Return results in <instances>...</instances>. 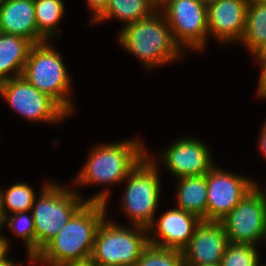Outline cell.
<instances>
[{
	"label": "cell",
	"instance_id": "34",
	"mask_svg": "<svg viewBox=\"0 0 266 266\" xmlns=\"http://www.w3.org/2000/svg\"><path fill=\"white\" fill-rule=\"evenodd\" d=\"M201 3H203L205 6H209L210 4L218 1V0H199Z\"/></svg>",
	"mask_w": 266,
	"mask_h": 266
},
{
	"label": "cell",
	"instance_id": "35",
	"mask_svg": "<svg viewBox=\"0 0 266 266\" xmlns=\"http://www.w3.org/2000/svg\"><path fill=\"white\" fill-rule=\"evenodd\" d=\"M3 217H2V214H1V209H0V232H1V228H3V225H4V223H3Z\"/></svg>",
	"mask_w": 266,
	"mask_h": 266
},
{
	"label": "cell",
	"instance_id": "21",
	"mask_svg": "<svg viewBox=\"0 0 266 266\" xmlns=\"http://www.w3.org/2000/svg\"><path fill=\"white\" fill-rule=\"evenodd\" d=\"M36 194L26 182L13 184L7 190L0 188V209L2 217L10 213H17L32 210Z\"/></svg>",
	"mask_w": 266,
	"mask_h": 266
},
{
	"label": "cell",
	"instance_id": "6",
	"mask_svg": "<svg viewBox=\"0 0 266 266\" xmlns=\"http://www.w3.org/2000/svg\"><path fill=\"white\" fill-rule=\"evenodd\" d=\"M131 227V228H130ZM120 226L105 218L99 226L91 258L98 266H135L149 246L148 229Z\"/></svg>",
	"mask_w": 266,
	"mask_h": 266
},
{
	"label": "cell",
	"instance_id": "26",
	"mask_svg": "<svg viewBox=\"0 0 266 266\" xmlns=\"http://www.w3.org/2000/svg\"><path fill=\"white\" fill-rule=\"evenodd\" d=\"M89 8L93 11V18L90 23H93L107 8L109 0H86Z\"/></svg>",
	"mask_w": 266,
	"mask_h": 266
},
{
	"label": "cell",
	"instance_id": "23",
	"mask_svg": "<svg viewBox=\"0 0 266 266\" xmlns=\"http://www.w3.org/2000/svg\"><path fill=\"white\" fill-rule=\"evenodd\" d=\"M30 213V217L26 211H23L14 213L11 217L7 215L3 219V223H7L12 233L24 240L28 253L27 256L30 260L29 263L32 262V259L36 255V232L32 211Z\"/></svg>",
	"mask_w": 266,
	"mask_h": 266
},
{
	"label": "cell",
	"instance_id": "13",
	"mask_svg": "<svg viewBox=\"0 0 266 266\" xmlns=\"http://www.w3.org/2000/svg\"><path fill=\"white\" fill-rule=\"evenodd\" d=\"M228 243L221 221L201 220L182 250L184 265L220 264Z\"/></svg>",
	"mask_w": 266,
	"mask_h": 266
},
{
	"label": "cell",
	"instance_id": "7",
	"mask_svg": "<svg viewBox=\"0 0 266 266\" xmlns=\"http://www.w3.org/2000/svg\"><path fill=\"white\" fill-rule=\"evenodd\" d=\"M158 162L147 155L124 180L125 192L121 207L130 218L131 225L148 228L155 218L160 196Z\"/></svg>",
	"mask_w": 266,
	"mask_h": 266
},
{
	"label": "cell",
	"instance_id": "20",
	"mask_svg": "<svg viewBox=\"0 0 266 266\" xmlns=\"http://www.w3.org/2000/svg\"><path fill=\"white\" fill-rule=\"evenodd\" d=\"M254 55L266 43V4L257 0H249L246 13L245 32L240 40Z\"/></svg>",
	"mask_w": 266,
	"mask_h": 266
},
{
	"label": "cell",
	"instance_id": "25",
	"mask_svg": "<svg viewBox=\"0 0 266 266\" xmlns=\"http://www.w3.org/2000/svg\"><path fill=\"white\" fill-rule=\"evenodd\" d=\"M256 245L229 242L220 266H259V252Z\"/></svg>",
	"mask_w": 266,
	"mask_h": 266
},
{
	"label": "cell",
	"instance_id": "1",
	"mask_svg": "<svg viewBox=\"0 0 266 266\" xmlns=\"http://www.w3.org/2000/svg\"><path fill=\"white\" fill-rule=\"evenodd\" d=\"M107 206L86 202L32 259L46 266L90 258L97 230L106 218Z\"/></svg>",
	"mask_w": 266,
	"mask_h": 266
},
{
	"label": "cell",
	"instance_id": "24",
	"mask_svg": "<svg viewBox=\"0 0 266 266\" xmlns=\"http://www.w3.org/2000/svg\"><path fill=\"white\" fill-rule=\"evenodd\" d=\"M135 266H185L183 252L178 249L159 248L149 244Z\"/></svg>",
	"mask_w": 266,
	"mask_h": 266
},
{
	"label": "cell",
	"instance_id": "4",
	"mask_svg": "<svg viewBox=\"0 0 266 266\" xmlns=\"http://www.w3.org/2000/svg\"><path fill=\"white\" fill-rule=\"evenodd\" d=\"M75 178L76 185H112L123 182L147 155L138 139L95 146Z\"/></svg>",
	"mask_w": 266,
	"mask_h": 266
},
{
	"label": "cell",
	"instance_id": "19",
	"mask_svg": "<svg viewBox=\"0 0 266 266\" xmlns=\"http://www.w3.org/2000/svg\"><path fill=\"white\" fill-rule=\"evenodd\" d=\"M157 10L150 0H109L105 11L93 23L115 18L128 25L150 17Z\"/></svg>",
	"mask_w": 266,
	"mask_h": 266
},
{
	"label": "cell",
	"instance_id": "32",
	"mask_svg": "<svg viewBox=\"0 0 266 266\" xmlns=\"http://www.w3.org/2000/svg\"><path fill=\"white\" fill-rule=\"evenodd\" d=\"M0 266H23V263H15L8 257L0 261Z\"/></svg>",
	"mask_w": 266,
	"mask_h": 266
},
{
	"label": "cell",
	"instance_id": "2",
	"mask_svg": "<svg viewBox=\"0 0 266 266\" xmlns=\"http://www.w3.org/2000/svg\"><path fill=\"white\" fill-rule=\"evenodd\" d=\"M32 206L36 232V254L63 229L71 217L86 203L99 202L107 205L109 191L102 190L97 195L83 199L77 190L67 186L46 182Z\"/></svg>",
	"mask_w": 266,
	"mask_h": 266
},
{
	"label": "cell",
	"instance_id": "31",
	"mask_svg": "<svg viewBox=\"0 0 266 266\" xmlns=\"http://www.w3.org/2000/svg\"><path fill=\"white\" fill-rule=\"evenodd\" d=\"M256 61H266V43L254 54Z\"/></svg>",
	"mask_w": 266,
	"mask_h": 266
},
{
	"label": "cell",
	"instance_id": "9",
	"mask_svg": "<svg viewBox=\"0 0 266 266\" xmlns=\"http://www.w3.org/2000/svg\"><path fill=\"white\" fill-rule=\"evenodd\" d=\"M0 96L11 109L31 122L59 123L69 116L54 99L22 76L0 82Z\"/></svg>",
	"mask_w": 266,
	"mask_h": 266
},
{
	"label": "cell",
	"instance_id": "30",
	"mask_svg": "<svg viewBox=\"0 0 266 266\" xmlns=\"http://www.w3.org/2000/svg\"><path fill=\"white\" fill-rule=\"evenodd\" d=\"M260 140H259V148L260 151L262 153V155H264L266 157V122L264 123L262 129H261V133H260Z\"/></svg>",
	"mask_w": 266,
	"mask_h": 266
},
{
	"label": "cell",
	"instance_id": "5",
	"mask_svg": "<svg viewBox=\"0 0 266 266\" xmlns=\"http://www.w3.org/2000/svg\"><path fill=\"white\" fill-rule=\"evenodd\" d=\"M61 58V54L49 44V40L34 44L24 65L22 77L54 99L71 115L75 108L69 97L71 78Z\"/></svg>",
	"mask_w": 266,
	"mask_h": 266
},
{
	"label": "cell",
	"instance_id": "17",
	"mask_svg": "<svg viewBox=\"0 0 266 266\" xmlns=\"http://www.w3.org/2000/svg\"><path fill=\"white\" fill-rule=\"evenodd\" d=\"M33 45L24 37L0 32V82L22 76Z\"/></svg>",
	"mask_w": 266,
	"mask_h": 266
},
{
	"label": "cell",
	"instance_id": "16",
	"mask_svg": "<svg viewBox=\"0 0 266 266\" xmlns=\"http://www.w3.org/2000/svg\"><path fill=\"white\" fill-rule=\"evenodd\" d=\"M0 32L24 37L33 44L48 41L38 31L34 0H6L0 6Z\"/></svg>",
	"mask_w": 266,
	"mask_h": 266
},
{
	"label": "cell",
	"instance_id": "10",
	"mask_svg": "<svg viewBox=\"0 0 266 266\" xmlns=\"http://www.w3.org/2000/svg\"><path fill=\"white\" fill-rule=\"evenodd\" d=\"M231 243L253 244L266 241V197L257 185L223 219Z\"/></svg>",
	"mask_w": 266,
	"mask_h": 266
},
{
	"label": "cell",
	"instance_id": "37",
	"mask_svg": "<svg viewBox=\"0 0 266 266\" xmlns=\"http://www.w3.org/2000/svg\"><path fill=\"white\" fill-rule=\"evenodd\" d=\"M6 0H0V6L5 2Z\"/></svg>",
	"mask_w": 266,
	"mask_h": 266
},
{
	"label": "cell",
	"instance_id": "33",
	"mask_svg": "<svg viewBox=\"0 0 266 266\" xmlns=\"http://www.w3.org/2000/svg\"><path fill=\"white\" fill-rule=\"evenodd\" d=\"M168 0H154V5L159 8Z\"/></svg>",
	"mask_w": 266,
	"mask_h": 266
},
{
	"label": "cell",
	"instance_id": "3",
	"mask_svg": "<svg viewBox=\"0 0 266 266\" xmlns=\"http://www.w3.org/2000/svg\"><path fill=\"white\" fill-rule=\"evenodd\" d=\"M119 43L149 69L183 57L175 43L171 29L159 10L150 17L125 25L119 34Z\"/></svg>",
	"mask_w": 266,
	"mask_h": 266
},
{
	"label": "cell",
	"instance_id": "11",
	"mask_svg": "<svg viewBox=\"0 0 266 266\" xmlns=\"http://www.w3.org/2000/svg\"><path fill=\"white\" fill-rule=\"evenodd\" d=\"M246 176L227 172L214 165L207 173V220L221 221L255 187Z\"/></svg>",
	"mask_w": 266,
	"mask_h": 266
},
{
	"label": "cell",
	"instance_id": "29",
	"mask_svg": "<svg viewBox=\"0 0 266 266\" xmlns=\"http://www.w3.org/2000/svg\"><path fill=\"white\" fill-rule=\"evenodd\" d=\"M59 266H98V265L90 257V258H86L83 260L69 261V262L63 263Z\"/></svg>",
	"mask_w": 266,
	"mask_h": 266
},
{
	"label": "cell",
	"instance_id": "28",
	"mask_svg": "<svg viewBox=\"0 0 266 266\" xmlns=\"http://www.w3.org/2000/svg\"><path fill=\"white\" fill-rule=\"evenodd\" d=\"M9 241L8 237L3 236V233H0V261L5 259L9 253Z\"/></svg>",
	"mask_w": 266,
	"mask_h": 266
},
{
	"label": "cell",
	"instance_id": "22",
	"mask_svg": "<svg viewBox=\"0 0 266 266\" xmlns=\"http://www.w3.org/2000/svg\"><path fill=\"white\" fill-rule=\"evenodd\" d=\"M64 7L63 0H34L38 31L49 41L50 38L58 37L56 30L63 16Z\"/></svg>",
	"mask_w": 266,
	"mask_h": 266
},
{
	"label": "cell",
	"instance_id": "8",
	"mask_svg": "<svg viewBox=\"0 0 266 266\" xmlns=\"http://www.w3.org/2000/svg\"><path fill=\"white\" fill-rule=\"evenodd\" d=\"M158 10H162L173 39L182 51L186 48L205 49L206 39L210 36L207 6L199 0H168Z\"/></svg>",
	"mask_w": 266,
	"mask_h": 266
},
{
	"label": "cell",
	"instance_id": "15",
	"mask_svg": "<svg viewBox=\"0 0 266 266\" xmlns=\"http://www.w3.org/2000/svg\"><path fill=\"white\" fill-rule=\"evenodd\" d=\"M249 0H218L207 6L208 35L220 43L240 42L246 27Z\"/></svg>",
	"mask_w": 266,
	"mask_h": 266
},
{
	"label": "cell",
	"instance_id": "12",
	"mask_svg": "<svg viewBox=\"0 0 266 266\" xmlns=\"http://www.w3.org/2000/svg\"><path fill=\"white\" fill-rule=\"evenodd\" d=\"M161 153L162 163L179 178L207 174L215 165L208 146L196 138H180Z\"/></svg>",
	"mask_w": 266,
	"mask_h": 266
},
{
	"label": "cell",
	"instance_id": "18",
	"mask_svg": "<svg viewBox=\"0 0 266 266\" xmlns=\"http://www.w3.org/2000/svg\"><path fill=\"white\" fill-rule=\"evenodd\" d=\"M177 208L207 220V174L179 178Z\"/></svg>",
	"mask_w": 266,
	"mask_h": 266
},
{
	"label": "cell",
	"instance_id": "14",
	"mask_svg": "<svg viewBox=\"0 0 266 266\" xmlns=\"http://www.w3.org/2000/svg\"><path fill=\"white\" fill-rule=\"evenodd\" d=\"M200 221L201 219L196 215L177 207L168 209L167 212L162 213L158 222L154 220L147 228L149 244L182 251L189 244Z\"/></svg>",
	"mask_w": 266,
	"mask_h": 266
},
{
	"label": "cell",
	"instance_id": "27",
	"mask_svg": "<svg viewBox=\"0 0 266 266\" xmlns=\"http://www.w3.org/2000/svg\"><path fill=\"white\" fill-rule=\"evenodd\" d=\"M258 64L260 63L261 71L260 77L258 81L257 93L262 98L266 99V61H257Z\"/></svg>",
	"mask_w": 266,
	"mask_h": 266
},
{
	"label": "cell",
	"instance_id": "38",
	"mask_svg": "<svg viewBox=\"0 0 266 266\" xmlns=\"http://www.w3.org/2000/svg\"><path fill=\"white\" fill-rule=\"evenodd\" d=\"M257 1H260L262 3H265L266 4V0H257Z\"/></svg>",
	"mask_w": 266,
	"mask_h": 266
},
{
	"label": "cell",
	"instance_id": "36",
	"mask_svg": "<svg viewBox=\"0 0 266 266\" xmlns=\"http://www.w3.org/2000/svg\"><path fill=\"white\" fill-rule=\"evenodd\" d=\"M185 266H220V264H205V265H185Z\"/></svg>",
	"mask_w": 266,
	"mask_h": 266
}]
</instances>
